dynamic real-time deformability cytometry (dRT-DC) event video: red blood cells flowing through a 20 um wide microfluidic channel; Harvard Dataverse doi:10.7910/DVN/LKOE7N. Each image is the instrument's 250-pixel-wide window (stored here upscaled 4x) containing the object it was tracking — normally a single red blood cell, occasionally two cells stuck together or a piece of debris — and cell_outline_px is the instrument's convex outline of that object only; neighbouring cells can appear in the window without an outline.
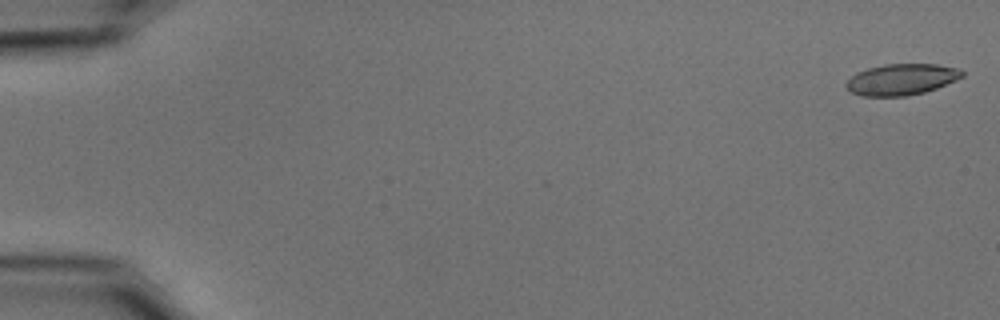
{"species": "common noctule bat (a hibernating species)", "species_latin": "Nyctalus noctula", "temperature_condition": "cold", "stored_images_in_passage": 54, "camera_frame_rate_fps": 3000, "um_per_image_px": 0.085, "animal": {"sex": "male", "body_mass_g": 15.6}, "frame": {"image": 1, "passage_image": 1, "time_ms": 0.0, "image_size_px": [1000, 320], "cell_outline_px": [[964, 76], [956, 80], [936, 88], [924, 92], [904, 96], [860, 96], [852, 92], [844, 84], [856, 72], [868, 68], [884, 64], [936, 64], [960, 68], [964, 72]], "centroid_in_image_um": [76.64, 6.74], "position_along_channel_um": 8.4, "area_um2": 21.1}}
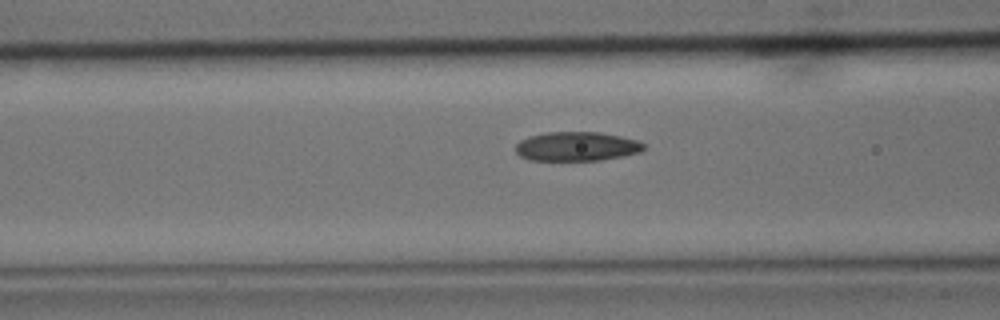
{"frame": {"image": 2, "passage_image": 22, "time_ms": 7.0, "image_size_px": [1000, 320], "cell_outline_px": [[644, 148], [640, 152], [624, 156], [600, 160], [528, 160], [520, 156], [516, 152], [516, 144], [520, 140], [528, 136], [544, 132], [600, 132], [640, 140], [644, 144]], "centroid_in_image_um": [49.02, 12.44], "position_along_channel_um": 117.6, "area_um2": 21.96}}
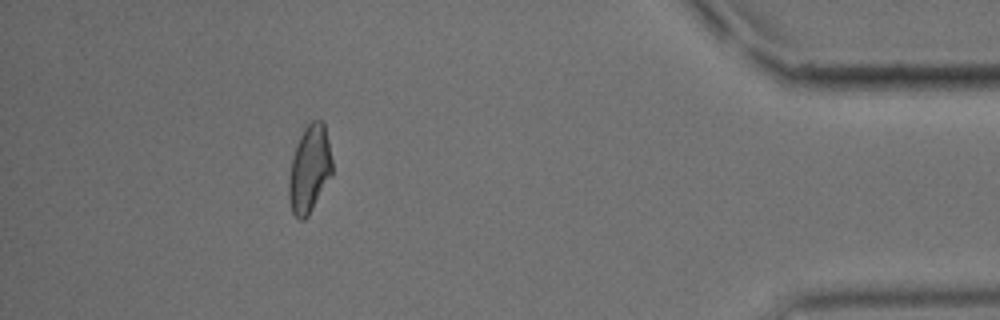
{"frame": {"image": 3, "passage_image": 49, "time_ms": 16.0, "image_size_px": [1000, 320], "cell_outline_px": [[332, 176], [308, 216], [304, 220], [300, 220], [292, 212], [288, 196], [288, 180], [292, 156], [296, 144], [304, 128], [312, 120], [320, 120], [324, 124], [328, 140], [332, 160]], "centroid_in_image_um": [26.3, 14.38], "position_along_channel_um": 408.9, "area_um2": 22.2}, "authors_computed_cell_mechanics": {"area_um2": 21.964, "velocity_mm_per_s": 3.7469, "shape_relaxation_time_tau1_ms": 8.0197, "shape_relaxation_time_tau2_ms": 2.6919, "deformation_change_tau1": 0.1814, "deformation_change_tau2": 0.0865}}